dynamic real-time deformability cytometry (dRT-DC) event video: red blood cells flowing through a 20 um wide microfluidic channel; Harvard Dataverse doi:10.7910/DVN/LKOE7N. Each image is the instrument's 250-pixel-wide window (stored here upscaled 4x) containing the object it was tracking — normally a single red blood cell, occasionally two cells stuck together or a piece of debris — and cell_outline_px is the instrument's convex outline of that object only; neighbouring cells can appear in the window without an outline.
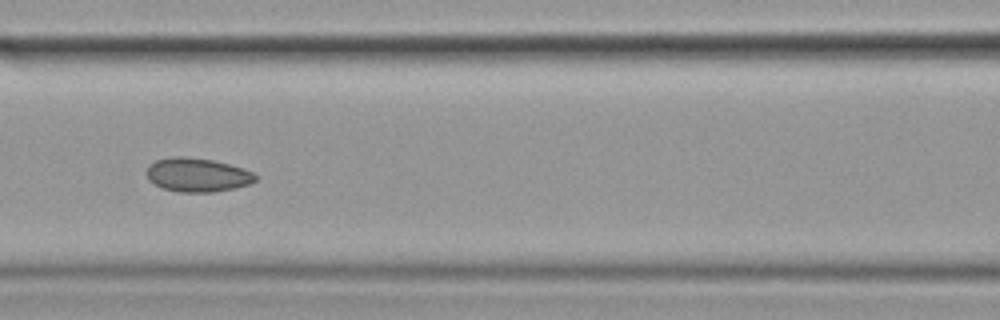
{"species": "common noctule bat (a hibernating species)", "species_latin": "Nyctalus noctula", "temperature_condition": "cold", "stored_images_in_passage": 14, "camera_frame_rate_fps": 3000, "um_per_image_px": 0.085, "animal": {"sex": "female", "body_mass_g": 19.9}, "frame": {"image": 1, "passage_image": 10, "time_ms": 3.0, "image_size_px": [1000, 320], "cell_outline_px": [[256, 180], [248, 184], [236, 188], [212, 192], [176, 192], [164, 188], [148, 180], [148, 164], [156, 160], [172, 156], [180, 156], [212, 160], [244, 168], [252, 172], [256, 176]], "centroid_in_image_um": [16.77, 14.87], "position_along_channel_um": 149.8, "area_um2": 21.33}}